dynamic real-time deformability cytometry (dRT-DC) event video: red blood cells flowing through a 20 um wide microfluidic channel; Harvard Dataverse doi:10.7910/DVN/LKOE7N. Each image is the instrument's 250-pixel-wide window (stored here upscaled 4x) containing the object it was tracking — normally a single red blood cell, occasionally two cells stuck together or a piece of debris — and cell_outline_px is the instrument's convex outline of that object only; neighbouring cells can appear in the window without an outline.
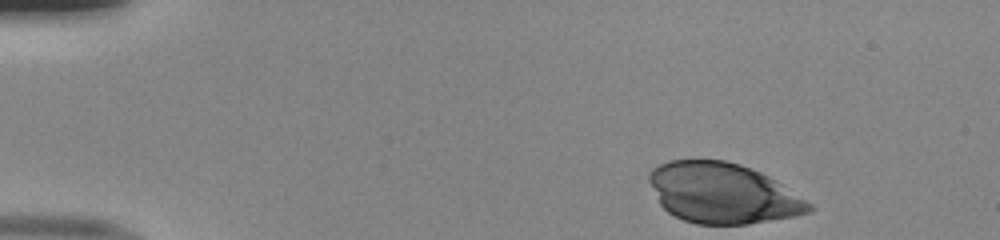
{"species": "human", "species_latin": "Homo sapiens", "temperature_condition": "room temperature", "stored_images_in_passage": 45, "camera_frame_rate_fps": 3000, "um_per_image_px": 0.085, "donor": {"sex": "male"}, "frame": {"image": 1, "passage_image": 1, "time_ms": 0.0, "image_size_px": [1000, 240], "cell_outline_px": [[816, 208], [812, 212], [796, 216], [748, 224], [696, 224], [684, 220], [668, 212], [660, 204], [648, 180], [648, 176], [652, 168], [668, 160], [724, 160], [740, 164], [760, 172], [768, 176], [812, 204]], "centroid_in_image_um": [61.43, 16.42], "position_along_channel_um": 23.6, "area_um2": 56.07}}
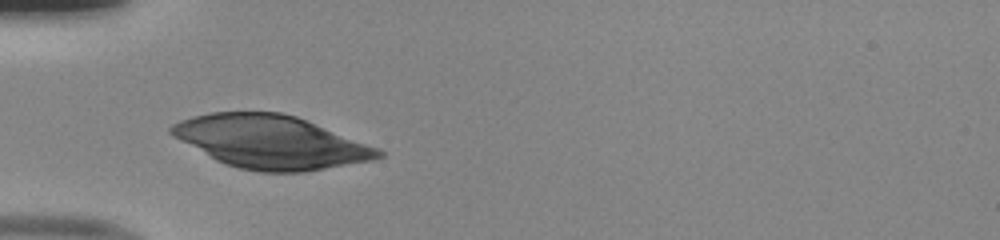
{"frame": {"image": 2, "passage_image": 11, "time_ms": 3.333, "image_size_px": [1000, 240], "cell_outline_px": [[384, 156], [376, 160], [304, 172], [260, 172], [240, 168], [216, 160], [172, 136], [168, 132], [168, 128], [172, 124], [180, 120], [192, 116], [212, 112], [280, 112], [296, 116], [380, 148], [384, 152]], "centroid_in_image_um": [23.05, 12.06], "position_along_channel_um": 62.0, "area_um2": 64.04}}